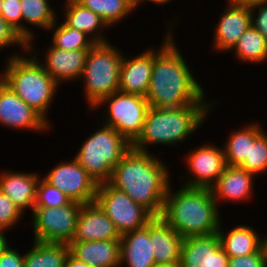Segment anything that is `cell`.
Masks as SVG:
<instances>
[{"label":"cell","mask_w":267,"mask_h":267,"mask_svg":"<svg viewBox=\"0 0 267 267\" xmlns=\"http://www.w3.org/2000/svg\"><path fill=\"white\" fill-rule=\"evenodd\" d=\"M166 21L168 32L163 37L160 48L154 47L153 69L149 90L145 97L150 107L179 108L192 104L217 103V100L208 99L207 101L201 81H197L193 70L187 64L188 61L177 48L173 34L177 20Z\"/></svg>","instance_id":"obj_1"},{"label":"cell","mask_w":267,"mask_h":267,"mask_svg":"<svg viewBox=\"0 0 267 267\" xmlns=\"http://www.w3.org/2000/svg\"><path fill=\"white\" fill-rule=\"evenodd\" d=\"M166 164L151 152L131 147L113 168L108 183L125 192L154 217H160L171 179Z\"/></svg>","instance_id":"obj_2"},{"label":"cell","mask_w":267,"mask_h":267,"mask_svg":"<svg viewBox=\"0 0 267 267\" xmlns=\"http://www.w3.org/2000/svg\"><path fill=\"white\" fill-rule=\"evenodd\" d=\"M181 186L173 193L169 184L160 217L183 239L217 233L223 219L211 189Z\"/></svg>","instance_id":"obj_3"},{"label":"cell","mask_w":267,"mask_h":267,"mask_svg":"<svg viewBox=\"0 0 267 267\" xmlns=\"http://www.w3.org/2000/svg\"><path fill=\"white\" fill-rule=\"evenodd\" d=\"M217 104H192L179 108H153L147 111L138 138L131 147L150 152V145L174 146L182 144L203 126L208 114ZM190 137V138H189Z\"/></svg>","instance_id":"obj_4"},{"label":"cell","mask_w":267,"mask_h":267,"mask_svg":"<svg viewBox=\"0 0 267 267\" xmlns=\"http://www.w3.org/2000/svg\"><path fill=\"white\" fill-rule=\"evenodd\" d=\"M5 60L4 71L1 72L0 79L50 123L51 120L47 119L50 118L48 111L60 85L28 50L24 55L20 54V51L15 55L13 52Z\"/></svg>","instance_id":"obj_5"},{"label":"cell","mask_w":267,"mask_h":267,"mask_svg":"<svg viewBox=\"0 0 267 267\" xmlns=\"http://www.w3.org/2000/svg\"><path fill=\"white\" fill-rule=\"evenodd\" d=\"M122 50L112 42H96L89 50L81 76L87 109L92 110L104 97L119 91Z\"/></svg>","instance_id":"obj_6"},{"label":"cell","mask_w":267,"mask_h":267,"mask_svg":"<svg viewBox=\"0 0 267 267\" xmlns=\"http://www.w3.org/2000/svg\"><path fill=\"white\" fill-rule=\"evenodd\" d=\"M97 128L82 141L74 158L100 184L110 180L113 168L131 148V143L103 123Z\"/></svg>","instance_id":"obj_7"},{"label":"cell","mask_w":267,"mask_h":267,"mask_svg":"<svg viewBox=\"0 0 267 267\" xmlns=\"http://www.w3.org/2000/svg\"><path fill=\"white\" fill-rule=\"evenodd\" d=\"M100 106H106L107 110L101 113L104 115L103 117L101 115L99 121L102 120L101 123L112 127L131 144L141 134L147 111L150 108L145 97L121 91L104 97L91 112L98 111Z\"/></svg>","instance_id":"obj_8"},{"label":"cell","mask_w":267,"mask_h":267,"mask_svg":"<svg viewBox=\"0 0 267 267\" xmlns=\"http://www.w3.org/2000/svg\"><path fill=\"white\" fill-rule=\"evenodd\" d=\"M95 202L114 223L120 236L146 226L154 218L146 208L108 182L99 184Z\"/></svg>","instance_id":"obj_9"},{"label":"cell","mask_w":267,"mask_h":267,"mask_svg":"<svg viewBox=\"0 0 267 267\" xmlns=\"http://www.w3.org/2000/svg\"><path fill=\"white\" fill-rule=\"evenodd\" d=\"M81 207L82 204L75 201L58 208L34 206L33 241L70 244Z\"/></svg>","instance_id":"obj_10"},{"label":"cell","mask_w":267,"mask_h":267,"mask_svg":"<svg viewBox=\"0 0 267 267\" xmlns=\"http://www.w3.org/2000/svg\"><path fill=\"white\" fill-rule=\"evenodd\" d=\"M183 157L189 172L181 181L188 187L210 189L226 167L223 147L213 143L192 148Z\"/></svg>","instance_id":"obj_11"},{"label":"cell","mask_w":267,"mask_h":267,"mask_svg":"<svg viewBox=\"0 0 267 267\" xmlns=\"http://www.w3.org/2000/svg\"><path fill=\"white\" fill-rule=\"evenodd\" d=\"M43 178L65 193L71 201L81 204L95 202L99 184L74 157L57 163Z\"/></svg>","instance_id":"obj_12"},{"label":"cell","mask_w":267,"mask_h":267,"mask_svg":"<svg viewBox=\"0 0 267 267\" xmlns=\"http://www.w3.org/2000/svg\"><path fill=\"white\" fill-rule=\"evenodd\" d=\"M50 125L0 79V126L43 134Z\"/></svg>","instance_id":"obj_13"},{"label":"cell","mask_w":267,"mask_h":267,"mask_svg":"<svg viewBox=\"0 0 267 267\" xmlns=\"http://www.w3.org/2000/svg\"><path fill=\"white\" fill-rule=\"evenodd\" d=\"M48 47V48H47ZM43 49V59L38 57V48L35 44L28 43V51L43 66L44 70L59 84L79 81L86 62L88 50H63L52 44ZM35 48V49H34ZM37 51V52H36ZM36 52V55L34 54ZM46 58V59H45Z\"/></svg>","instance_id":"obj_14"},{"label":"cell","mask_w":267,"mask_h":267,"mask_svg":"<svg viewBox=\"0 0 267 267\" xmlns=\"http://www.w3.org/2000/svg\"><path fill=\"white\" fill-rule=\"evenodd\" d=\"M180 262L182 267H228L229 256L221 246L217 233L183 239Z\"/></svg>","instance_id":"obj_15"},{"label":"cell","mask_w":267,"mask_h":267,"mask_svg":"<svg viewBox=\"0 0 267 267\" xmlns=\"http://www.w3.org/2000/svg\"><path fill=\"white\" fill-rule=\"evenodd\" d=\"M227 7L220 14L214 30L212 47L219 53L230 52L241 35L251 25L250 7L241 6L227 0Z\"/></svg>","instance_id":"obj_16"},{"label":"cell","mask_w":267,"mask_h":267,"mask_svg":"<svg viewBox=\"0 0 267 267\" xmlns=\"http://www.w3.org/2000/svg\"><path fill=\"white\" fill-rule=\"evenodd\" d=\"M256 177L239 166L226 165L222 175L210 188L218 208L220 203L222 206L225 202L242 204L244 201H250L254 195L253 181Z\"/></svg>","instance_id":"obj_17"},{"label":"cell","mask_w":267,"mask_h":267,"mask_svg":"<svg viewBox=\"0 0 267 267\" xmlns=\"http://www.w3.org/2000/svg\"><path fill=\"white\" fill-rule=\"evenodd\" d=\"M154 63V46L136 56L123 55L119 91L146 97Z\"/></svg>","instance_id":"obj_18"},{"label":"cell","mask_w":267,"mask_h":267,"mask_svg":"<svg viewBox=\"0 0 267 267\" xmlns=\"http://www.w3.org/2000/svg\"><path fill=\"white\" fill-rule=\"evenodd\" d=\"M120 238L114 223L96 202L82 204L71 242L120 240Z\"/></svg>","instance_id":"obj_19"},{"label":"cell","mask_w":267,"mask_h":267,"mask_svg":"<svg viewBox=\"0 0 267 267\" xmlns=\"http://www.w3.org/2000/svg\"><path fill=\"white\" fill-rule=\"evenodd\" d=\"M40 173L5 170L0 172V190L6 194L11 201L24 214L29 210L33 212L37 185L40 180Z\"/></svg>","instance_id":"obj_20"},{"label":"cell","mask_w":267,"mask_h":267,"mask_svg":"<svg viewBox=\"0 0 267 267\" xmlns=\"http://www.w3.org/2000/svg\"><path fill=\"white\" fill-rule=\"evenodd\" d=\"M126 264V265H125ZM154 267L156 262L150 241V222L120 238V267Z\"/></svg>","instance_id":"obj_21"},{"label":"cell","mask_w":267,"mask_h":267,"mask_svg":"<svg viewBox=\"0 0 267 267\" xmlns=\"http://www.w3.org/2000/svg\"><path fill=\"white\" fill-rule=\"evenodd\" d=\"M150 241L157 265L180 261L183 238L161 217L150 221Z\"/></svg>","instance_id":"obj_22"},{"label":"cell","mask_w":267,"mask_h":267,"mask_svg":"<svg viewBox=\"0 0 267 267\" xmlns=\"http://www.w3.org/2000/svg\"><path fill=\"white\" fill-rule=\"evenodd\" d=\"M70 253L91 267H120V240L71 242Z\"/></svg>","instance_id":"obj_23"},{"label":"cell","mask_w":267,"mask_h":267,"mask_svg":"<svg viewBox=\"0 0 267 267\" xmlns=\"http://www.w3.org/2000/svg\"><path fill=\"white\" fill-rule=\"evenodd\" d=\"M222 221L217 234L219 236L221 246L229 257H240L256 253L261 249V238L256 229L251 225H235L228 229L226 233L222 227Z\"/></svg>","instance_id":"obj_24"},{"label":"cell","mask_w":267,"mask_h":267,"mask_svg":"<svg viewBox=\"0 0 267 267\" xmlns=\"http://www.w3.org/2000/svg\"><path fill=\"white\" fill-rule=\"evenodd\" d=\"M63 3L65 7L62 19L69 27L83 31L95 42L108 41L104 31L109 27L98 14L83 7L76 0H66Z\"/></svg>","instance_id":"obj_25"},{"label":"cell","mask_w":267,"mask_h":267,"mask_svg":"<svg viewBox=\"0 0 267 267\" xmlns=\"http://www.w3.org/2000/svg\"><path fill=\"white\" fill-rule=\"evenodd\" d=\"M20 2L22 12V37L27 43H34L36 32L34 33V31L31 30L33 28L29 27L43 28L47 31L60 17L55 13L54 8H52L50 0H20ZM27 25H29V27Z\"/></svg>","instance_id":"obj_26"},{"label":"cell","mask_w":267,"mask_h":267,"mask_svg":"<svg viewBox=\"0 0 267 267\" xmlns=\"http://www.w3.org/2000/svg\"><path fill=\"white\" fill-rule=\"evenodd\" d=\"M32 245L24 252V267H65L69 244L33 241Z\"/></svg>","instance_id":"obj_27"},{"label":"cell","mask_w":267,"mask_h":267,"mask_svg":"<svg viewBox=\"0 0 267 267\" xmlns=\"http://www.w3.org/2000/svg\"><path fill=\"white\" fill-rule=\"evenodd\" d=\"M232 51L238 62L254 65L267 62V40L252 25L241 35Z\"/></svg>","instance_id":"obj_28"},{"label":"cell","mask_w":267,"mask_h":267,"mask_svg":"<svg viewBox=\"0 0 267 267\" xmlns=\"http://www.w3.org/2000/svg\"><path fill=\"white\" fill-rule=\"evenodd\" d=\"M83 7L90 9L98 14L106 25L112 29L114 25L119 24L128 15L135 11L132 0H76Z\"/></svg>","instance_id":"obj_29"},{"label":"cell","mask_w":267,"mask_h":267,"mask_svg":"<svg viewBox=\"0 0 267 267\" xmlns=\"http://www.w3.org/2000/svg\"><path fill=\"white\" fill-rule=\"evenodd\" d=\"M259 123H250L249 159L239 166L256 176L267 172V132Z\"/></svg>","instance_id":"obj_30"},{"label":"cell","mask_w":267,"mask_h":267,"mask_svg":"<svg viewBox=\"0 0 267 267\" xmlns=\"http://www.w3.org/2000/svg\"><path fill=\"white\" fill-rule=\"evenodd\" d=\"M56 21L47 32L52 31L54 47L63 50H89L96 42L83 31L69 27L62 19Z\"/></svg>","instance_id":"obj_31"},{"label":"cell","mask_w":267,"mask_h":267,"mask_svg":"<svg viewBox=\"0 0 267 267\" xmlns=\"http://www.w3.org/2000/svg\"><path fill=\"white\" fill-rule=\"evenodd\" d=\"M229 134L223 144L226 165L240 166L245 159H249L250 123Z\"/></svg>","instance_id":"obj_32"},{"label":"cell","mask_w":267,"mask_h":267,"mask_svg":"<svg viewBox=\"0 0 267 267\" xmlns=\"http://www.w3.org/2000/svg\"><path fill=\"white\" fill-rule=\"evenodd\" d=\"M71 202L65 193L48 183L42 176L40 177L37 185L35 206L58 208Z\"/></svg>","instance_id":"obj_33"},{"label":"cell","mask_w":267,"mask_h":267,"mask_svg":"<svg viewBox=\"0 0 267 267\" xmlns=\"http://www.w3.org/2000/svg\"><path fill=\"white\" fill-rule=\"evenodd\" d=\"M11 199L0 190V228L11 230L24 216Z\"/></svg>","instance_id":"obj_34"},{"label":"cell","mask_w":267,"mask_h":267,"mask_svg":"<svg viewBox=\"0 0 267 267\" xmlns=\"http://www.w3.org/2000/svg\"><path fill=\"white\" fill-rule=\"evenodd\" d=\"M17 45L21 52L26 53L28 50V43L0 16V51Z\"/></svg>","instance_id":"obj_35"},{"label":"cell","mask_w":267,"mask_h":267,"mask_svg":"<svg viewBox=\"0 0 267 267\" xmlns=\"http://www.w3.org/2000/svg\"><path fill=\"white\" fill-rule=\"evenodd\" d=\"M1 17L22 36V12L20 0H3Z\"/></svg>","instance_id":"obj_36"},{"label":"cell","mask_w":267,"mask_h":267,"mask_svg":"<svg viewBox=\"0 0 267 267\" xmlns=\"http://www.w3.org/2000/svg\"><path fill=\"white\" fill-rule=\"evenodd\" d=\"M228 267H266L262 249L246 256L229 257Z\"/></svg>","instance_id":"obj_37"},{"label":"cell","mask_w":267,"mask_h":267,"mask_svg":"<svg viewBox=\"0 0 267 267\" xmlns=\"http://www.w3.org/2000/svg\"><path fill=\"white\" fill-rule=\"evenodd\" d=\"M251 25L267 40V3L258 4L250 8Z\"/></svg>","instance_id":"obj_38"},{"label":"cell","mask_w":267,"mask_h":267,"mask_svg":"<svg viewBox=\"0 0 267 267\" xmlns=\"http://www.w3.org/2000/svg\"><path fill=\"white\" fill-rule=\"evenodd\" d=\"M0 267H24V253L10 245L0 255Z\"/></svg>","instance_id":"obj_39"},{"label":"cell","mask_w":267,"mask_h":267,"mask_svg":"<svg viewBox=\"0 0 267 267\" xmlns=\"http://www.w3.org/2000/svg\"><path fill=\"white\" fill-rule=\"evenodd\" d=\"M65 267H91V266L85 262L78 260L71 253H69L65 262Z\"/></svg>","instance_id":"obj_40"},{"label":"cell","mask_w":267,"mask_h":267,"mask_svg":"<svg viewBox=\"0 0 267 267\" xmlns=\"http://www.w3.org/2000/svg\"><path fill=\"white\" fill-rule=\"evenodd\" d=\"M5 232L8 230L0 228V255L11 245Z\"/></svg>","instance_id":"obj_41"},{"label":"cell","mask_w":267,"mask_h":267,"mask_svg":"<svg viewBox=\"0 0 267 267\" xmlns=\"http://www.w3.org/2000/svg\"><path fill=\"white\" fill-rule=\"evenodd\" d=\"M230 1L235 4L250 7V8L258 4L267 3V0H230Z\"/></svg>","instance_id":"obj_42"},{"label":"cell","mask_w":267,"mask_h":267,"mask_svg":"<svg viewBox=\"0 0 267 267\" xmlns=\"http://www.w3.org/2000/svg\"><path fill=\"white\" fill-rule=\"evenodd\" d=\"M172 0H135L134 1V7H135V10H137L136 8H139V6H141L142 5V3H144V4H147V2H152V3H154V4H156V5H158L159 6V4L160 5H166L168 2H171Z\"/></svg>","instance_id":"obj_43"},{"label":"cell","mask_w":267,"mask_h":267,"mask_svg":"<svg viewBox=\"0 0 267 267\" xmlns=\"http://www.w3.org/2000/svg\"><path fill=\"white\" fill-rule=\"evenodd\" d=\"M261 249L264 255L265 265L267 267V237L262 236L261 238Z\"/></svg>","instance_id":"obj_44"},{"label":"cell","mask_w":267,"mask_h":267,"mask_svg":"<svg viewBox=\"0 0 267 267\" xmlns=\"http://www.w3.org/2000/svg\"><path fill=\"white\" fill-rule=\"evenodd\" d=\"M154 267H182L181 265V262L178 261V262H175V263H172V264H165V265H155Z\"/></svg>","instance_id":"obj_45"},{"label":"cell","mask_w":267,"mask_h":267,"mask_svg":"<svg viewBox=\"0 0 267 267\" xmlns=\"http://www.w3.org/2000/svg\"><path fill=\"white\" fill-rule=\"evenodd\" d=\"M2 4H3V0H0V16H1V11H2Z\"/></svg>","instance_id":"obj_46"}]
</instances>
